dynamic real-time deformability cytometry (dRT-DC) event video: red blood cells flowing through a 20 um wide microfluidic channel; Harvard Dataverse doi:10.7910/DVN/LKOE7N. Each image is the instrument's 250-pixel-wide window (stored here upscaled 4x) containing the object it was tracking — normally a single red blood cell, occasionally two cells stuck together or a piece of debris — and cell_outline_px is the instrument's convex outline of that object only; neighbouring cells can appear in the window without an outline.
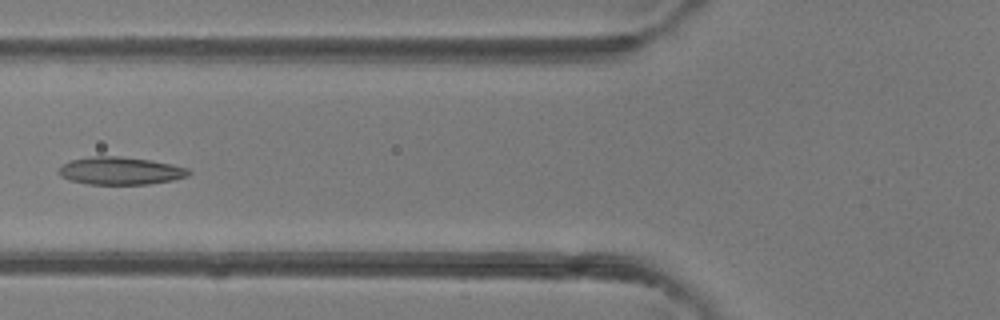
{"species": "common noctule bat (a hibernating species)", "species_latin": "Nyctalus noctula", "temperature_condition": "room temperature", "stored_images_in_passage": 5, "camera_frame_rate_fps": 3000, "um_per_image_px": 0.085, "animal": {"sex": "female"}, "frame": {"image": 1, "passage_image": 5, "time_ms": 5.333, "image_size_px": [1000, 320], "cell_outline_px": [[192, 172], [188, 176], [172, 180], [148, 184], [88, 184], [68, 180], [60, 176], [56, 172], [64, 164], [72, 160], [88, 156], [120, 156], [152, 160], [172, 164], [188, 168]], "centroid_in_image_um": [10.23, 14.51], "position_along_channel_um": 115.6, "area_um2": 21.1}}